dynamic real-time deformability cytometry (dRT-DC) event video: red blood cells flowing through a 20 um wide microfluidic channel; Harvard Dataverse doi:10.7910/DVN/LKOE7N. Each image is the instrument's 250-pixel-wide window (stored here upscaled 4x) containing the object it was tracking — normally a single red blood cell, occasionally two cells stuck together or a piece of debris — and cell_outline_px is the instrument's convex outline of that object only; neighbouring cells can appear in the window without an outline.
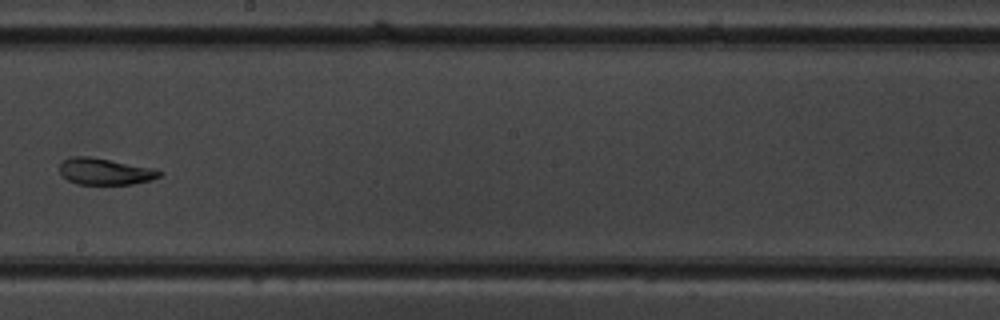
{"species": "common noctule bat (a hibernating species)", "species_latin": "Nyctalus noctula", "temperature_condition": "warm", "stored_images_in_passage": 9, "camera_frame_rate_fps": 3000, "um_per_image_px": 0.085, "animal": {"sex": "male", "body_mass_g": 19.5, "forearm_length_mm": 54.6}, "frame": {"image": 1, "passage_image": 8, "time_ms": 9.0, "image_size_px": [1000, 320], "cell_outline_px": [[164, 172], [160, 176], [152, 180], [132, 184], [76, 184], [68, 180], [60, 172], [60, 164], [64, 160], [72, 156], [88, 156], [152, 168]], "centroid_in_image_um": [8.93, 14.58], "position_along_channel_um": 239.3, "area_um2": 15.26}}
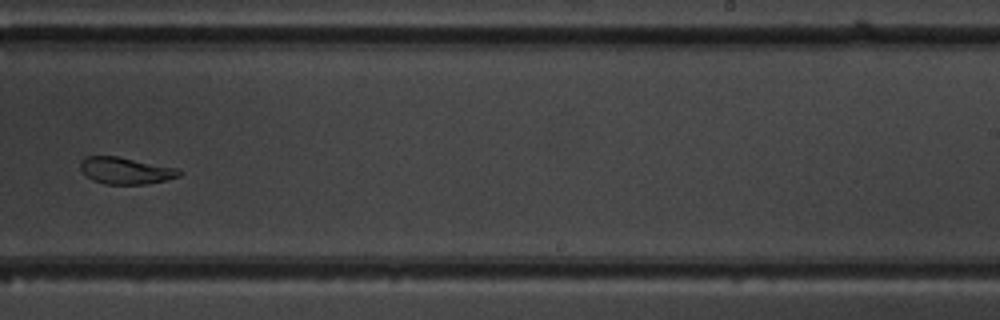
{"frame": {"image": 2, "passage_image": 9, "time_ms": 10.0, "image_size_px": [1000, 320], "cell_outline_px": [[184, 172], [180, 176], [148, 184], [104, 184], [92, 180], [80, 168], [80, 160], [84, 156], [116, 156], [180, 168]], "centroid_in_image_um": [10.71, 14.5], "position_along_channel_um": 278.3, "area_um2": 15.55}}